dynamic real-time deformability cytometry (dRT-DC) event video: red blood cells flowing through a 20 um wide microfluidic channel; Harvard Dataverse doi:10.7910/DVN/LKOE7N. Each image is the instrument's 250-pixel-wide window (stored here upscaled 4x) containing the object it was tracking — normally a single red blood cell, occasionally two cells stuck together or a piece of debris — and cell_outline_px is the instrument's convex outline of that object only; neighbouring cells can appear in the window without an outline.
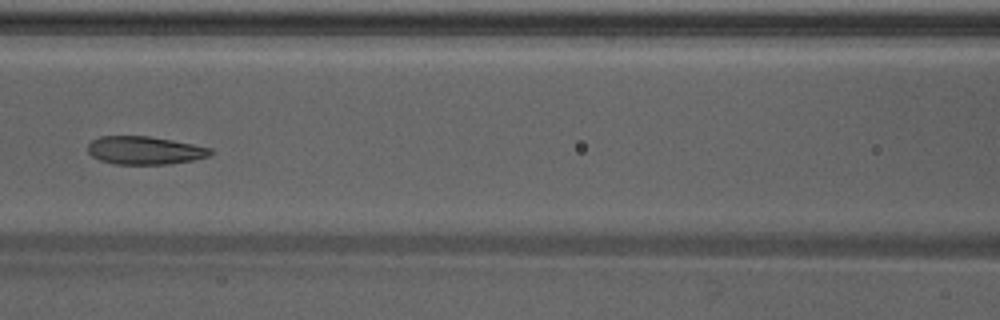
{"species": "Egyptian fruit bat (a non-hibernating species)", "species_latin": "Rousettus aegyptiacus", "temperature_condition": "warm", "stored_images_in_passage": 38, "camera_frame_rate_fps": 3000, "um_per_image_px": 0.085, "animal": {"sex": "male"}, "frame": {"image": 1, "passage_image": 12, "time_ms": 3.667, "image_size_px": [1000, 320], "cell_outline_px": [[212, 152], [208, 156], [192, 160], [168, 164], [112, 164], [100, 160], [92, 156], [88, 152], [88, 144], [92, 140], [100, 136], [148, 136], [172, 140], [212, 148]], "centroid_in_image_um": [12.27, 12.78], "position_along_channel_um": 154.3, "area_um2": 20.0}}
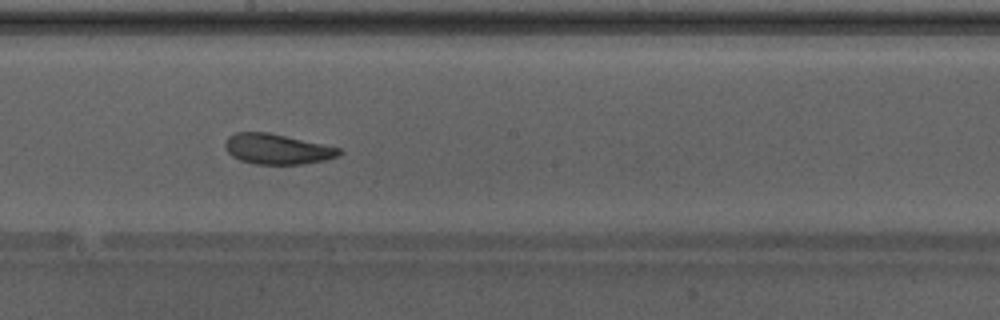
{"frame": {"image": 2, "passage_image": 17, "time_ms": 5.333, "image_size_px": [1000, 320], "cell_outline_px": [[344, 152], [336, 156], [324, 160], [300, 164], [256, 164], [240, 160], [232, 156], [224, 148], [224, 144], [228, 136], [236, 132], [268, 132], [340, 148]], "centroid_in_image_um": [23.52, 12.66], "position_along_channel_um": 224.7, "area_um2": 20.0}, "authors_computed_cell_mechanics": {"area_um2": 21.3571, "velocity_mm_per_s": 4.2322, "shape_relaxation_time_tau1_ms": 3.9161, "shape_relaxation_time_tau2_ms": 0.9243, "deformation_change_tau1": 0.1296, "deformation_change_tau2": 0.069}}